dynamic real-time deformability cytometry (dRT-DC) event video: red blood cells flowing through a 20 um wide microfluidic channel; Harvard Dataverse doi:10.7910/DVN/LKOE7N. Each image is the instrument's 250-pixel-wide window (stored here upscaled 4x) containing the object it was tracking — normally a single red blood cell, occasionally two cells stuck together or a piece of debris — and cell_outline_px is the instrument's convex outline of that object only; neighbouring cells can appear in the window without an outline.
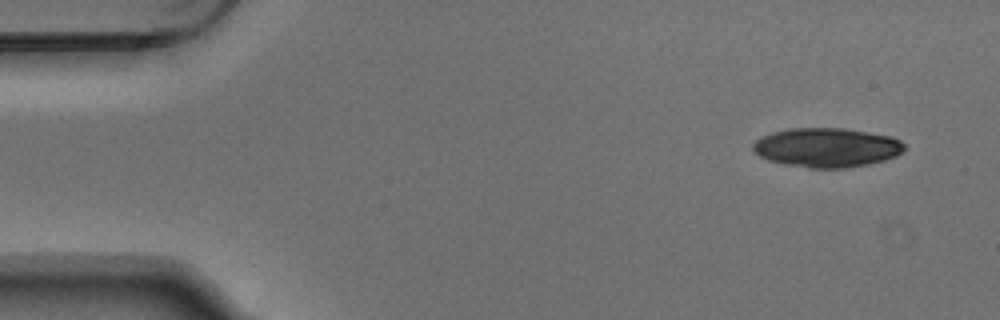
{"species": "Egyptian fruit bat (a non-hibernating species)", "species_latin": "Rousettus aegyptiacus", "temperature_condition": "warm", "stored_images_in_passage": 5, "camera_frame_rate_fps": 3000, "um_per_image_px": 0.085, "animal": {"sex": "male"}, "frame": {"image": 1, "passage_image": 1, "time_ms": 0.0, "image_size_px": [1000, 320], "cell_outline_px": [[904, 148], [896, 156], [884, 160], [868, 164], [844, 168], [808, 168], [784, 164], [768, 160], [760, 156], [752, 148], [752, 144], [756, 140], [772, 132], [788, 128], [844, 128], [892, 136], [900, 140], [904, 144]], "centroid_in_image_um": [70.27, 12.54], "position_along_channel_um": 14.7, "area_um2": 34.62}}
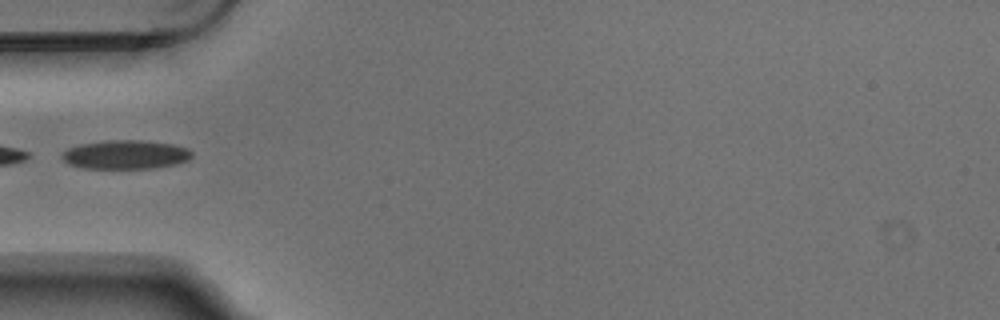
{"frame": {"image": 2, "passage_image": 5, "time_ms": 1.333, "image_size_px": [1000, 320], "cell_outline_px": [[192, 156], [188, 160], [176, 164], [156, 168], [84, 168], [68, 164], [60, 156], [68, 148], [80, 144], [108, 140], [140, 140], [172, 144], [188, 148], [192, 152]], "centroid_in_image_um": [10.68, 13.14], "position_along_channel_um": 74.3, "area_um2": 21.85}}